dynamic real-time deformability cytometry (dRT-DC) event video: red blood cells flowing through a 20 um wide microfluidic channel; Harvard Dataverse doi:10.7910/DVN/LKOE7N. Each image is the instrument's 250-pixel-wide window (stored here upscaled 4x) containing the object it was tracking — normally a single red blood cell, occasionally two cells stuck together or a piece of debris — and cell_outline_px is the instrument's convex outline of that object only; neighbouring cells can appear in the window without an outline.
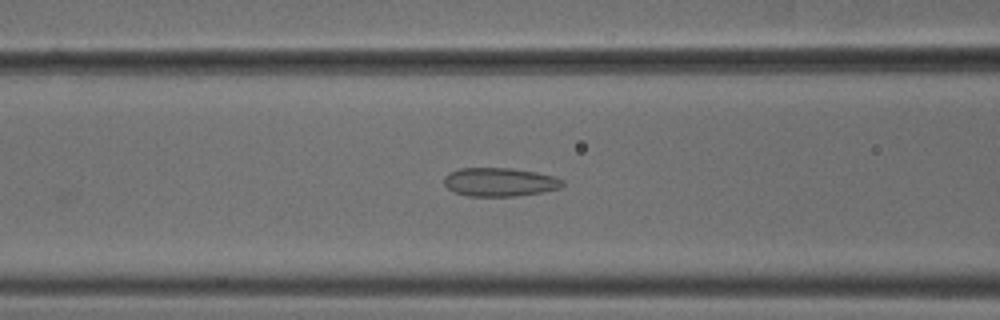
{"species": "common noctule bat (a hibernating species)", "species_latin": "Nyctalus noctula", "temperature_condition": "cold", "stored_images_in_passage": 29, "camera_frame_rate_fps": 3000, "um_per_image_px": 0.085, "animal": {"sex": "male", "body_mass_g": 18.8}, "frame": {"image": 1, "passage_image": 8, "time_ms": 2.333, "image_size_px": [1000, 320], "cell_outline_px": [[564, 184], [560, 188], [540, 192], [516, 196], [468, 196], [456, 192], [448, 188], [444, 184], [444, 176], [448, 172], [460, 168], [512, 168], [536, 172], [552, 176], [564, 180]], "centroid_in_image_um": [42.45, 15.46], "position_along_channel_um": 124.1, "area_um2": 19.71}}
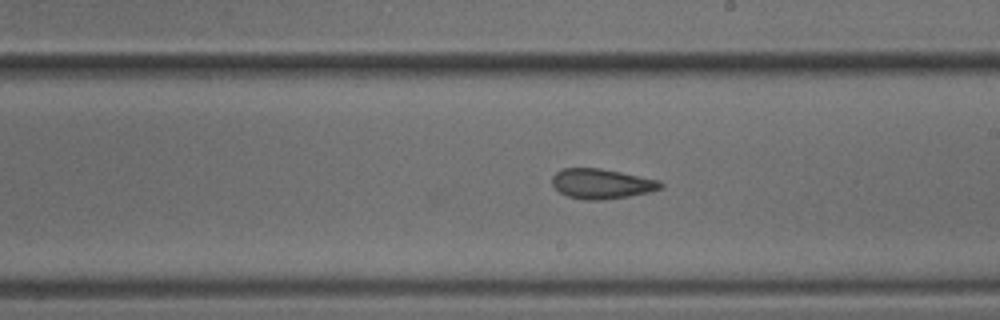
{"frame": {"image": 2, "passage_image": 17, "time_ms": 5.333, "image_size_px": [1000, 320], "cell_outline_px": [[664, 184], [660, 188], [648, 192], [628, 196], [600, 200], [588, 200], [568, 196], [560, 192], [552, 184], [552, 176], [556, 172], [564, 168], [600, 168], [660, 180]], "centroid_in_image_um": [51.13, 15.61], "position_along_channel_um": 237.9, "area_um2": 18.73}}
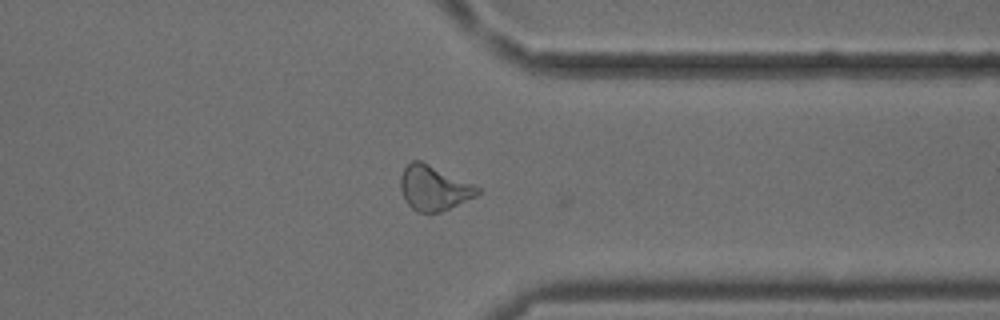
{"frame": {"image": 3, "passage_image": 28, "time_ms": 9.0, "image_size_px": [1000, 320], "cell_outline_px": [[480, 192], [476, 196], [440, 212], [420, 212], [412, 208], [404, 200], [400, 188], [400, 176], [404, 168], [412, 160], [420, 160], [472, 184], [480, 188]], "centroid_in_image_um": [36.84, 15.98], "position_along_channel_um": 374.6, "area_um2": 19.77}, "authors_computed_cell_mechanics": {"area_um2": 18.9584, "velocity_mm_per_s": 3.7826, "shape_relaxation_time_tau1_ms": null, "shape_relaxation_time_tau2_ms": 2.6582, "deformation_change_tau1": null, "deformation_change_tau2": 0.0887}}